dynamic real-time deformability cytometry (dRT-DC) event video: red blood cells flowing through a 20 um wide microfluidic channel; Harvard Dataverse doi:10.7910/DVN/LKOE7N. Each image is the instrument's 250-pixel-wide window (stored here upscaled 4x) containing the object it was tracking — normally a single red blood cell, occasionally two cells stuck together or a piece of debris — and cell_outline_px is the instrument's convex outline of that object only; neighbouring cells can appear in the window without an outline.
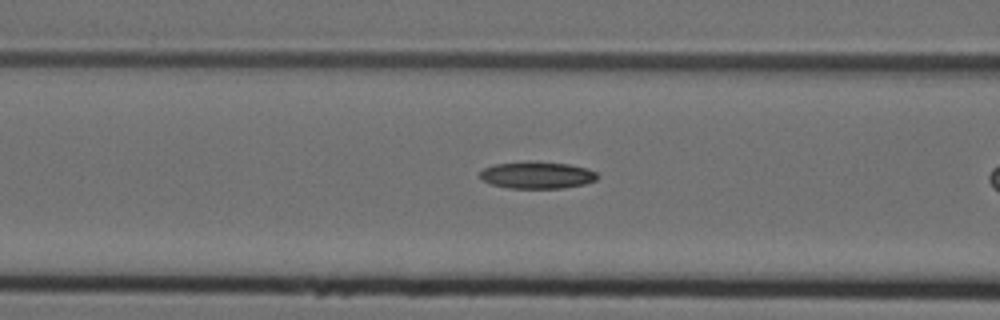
{"species": "Egyptian fruit bat (a non-hibernating species)", "species_latin": "Rousettus aegyptiacus", "temperature_condition": "cold", "stored_images_in_passage": 8, "camera_frame_rate_fps": 3000, "um_per_image_px": 0.085, "animal": {"sex": "female"}, "frame": {"image": 1, "passage_image": 7, "time_ms": 2.0, "image_size_px": [1000, 320], "cell_outline_px": [[600, 176], [596, 180], [584, 184], [564, 188], [508, 188], [492, 184], [484, 180], [480, 176], [480, 172], [484, 168], [492, 164], [536, 160], [568, 164], [584, 168], [596, 172]], "centroid_in_image_um": [45.65, 14.87], "position_along_channel_um": 120.9, "area_um2": 18.61}}